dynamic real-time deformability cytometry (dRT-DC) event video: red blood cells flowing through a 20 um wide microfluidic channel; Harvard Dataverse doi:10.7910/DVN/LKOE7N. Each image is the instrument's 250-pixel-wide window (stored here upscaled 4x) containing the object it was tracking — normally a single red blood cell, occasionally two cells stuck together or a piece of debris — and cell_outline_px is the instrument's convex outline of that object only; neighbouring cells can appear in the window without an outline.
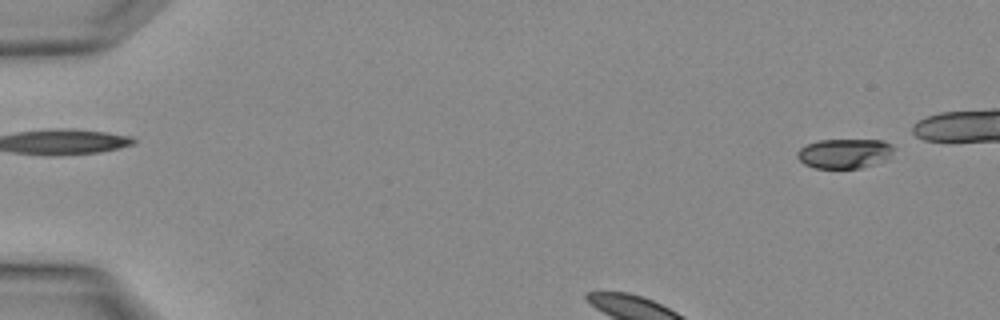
{"species": "Egyptian fruit bat (a non-hibernating species)", "species_latin": "Rousettus aegyptiacus", "temperature_condition": "warm", "stored_images_in_passage": 4, "camera_frame_rate_fps": 3000, "um_per_image_px": 0.085, "animal": {"sex": "female"}, "frame": {"image": 1, "passage_image": 1, "time_ms": 0.0, "image_size_px": [1000, 320], "cell_outline_px": [[896, 148], [892, 156], [888, 160], [860, 168], [816, 168], [804, 164], [796, 156], [796, 152], [800, 148], [808, 144], [820, 140], [884, 140], [892, 144]], "centroid_in_image_um": [71.85, 13.04], "position_along_channel_um": 13.2, "area_um2": 16.94}}